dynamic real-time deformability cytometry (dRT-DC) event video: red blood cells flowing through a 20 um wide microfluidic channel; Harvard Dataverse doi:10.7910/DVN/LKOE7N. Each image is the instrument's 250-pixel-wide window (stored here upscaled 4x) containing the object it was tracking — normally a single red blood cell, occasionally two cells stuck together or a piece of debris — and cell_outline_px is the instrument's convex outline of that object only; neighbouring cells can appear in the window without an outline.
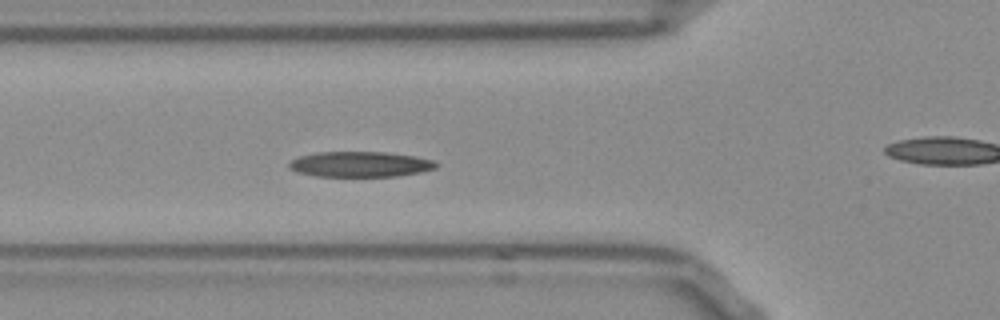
{"species": "Egyptian fruit bat (a non-hibernating species)", "species_latin": "Rousettus aegyptiacus", "temperature_condition": "room temperature", "stored_images_in_passage": 37, "camera_frame_rate_fps": 3000, "um_per_image_px": 0.085, "frame": {"image": 1, "passage_image": 11, "time_ms": 3.333, "image_size_px": [1000, 320], "cell_outline_px": [[440, 164], [436, 168], [420, 172], [396, 176], [316, 176], [296, 172], [288, 168], [288, 164], [292, 160], [300, 156], [316, 152], [384, 152], [416, 156], [436, 160]], "centroid_in_image_um": [30.64, 13.96], "position_along_channel_um": 95.2, "area_um2": 21.91}, "authors_computed_cell_mechanics": {"area_um2": 22.0796, "velocity_mm_per_s": 3.8145, "shape_relaxation_time_tau1_ms": 4.0964, "shape_relaxation_time_tau2_ms": 4.9747, "deformation_change_tau1": 0.131, "deformation_change_tau2": 0.117}}